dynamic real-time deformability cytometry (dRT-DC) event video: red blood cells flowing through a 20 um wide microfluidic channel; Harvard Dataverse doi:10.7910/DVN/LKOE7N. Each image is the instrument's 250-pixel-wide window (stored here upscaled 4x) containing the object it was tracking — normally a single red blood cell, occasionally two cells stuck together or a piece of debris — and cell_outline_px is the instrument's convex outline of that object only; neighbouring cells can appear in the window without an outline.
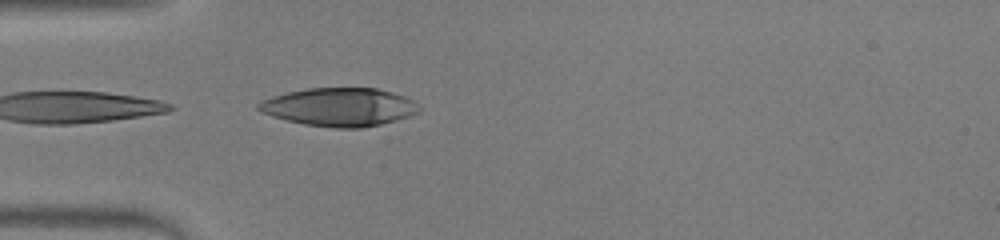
{"species": "human", "species_latin": "Homo sapiens", "temperature_condition": "warm", "stored_images_in_passage": 7, "camera_frame_rate_fps": 3000, "um_per_image_px": 0.085, "donor": {"sex": "male"}, "frame": {"image": 1, "passage_image": 1, "time_ms": 0.0, "image_size_px": [1000, 240], "cell_outline_px": [[420, 108], [416, 112], [408, 116], [396, 120], [380, 124], [360, 128], [336, 128], [304, 124], [272, 116], [260, 112], [256, 108], [256, 104], [260, 100], [272, 96], [288, 92], [308, 88], [376, 88], [392, 92], [404, 96], [412, 100]], "centroid_in_image_um": [28.79, 9.09], "position_along_channel_um": 56.2, "area_um2": 35.66}}
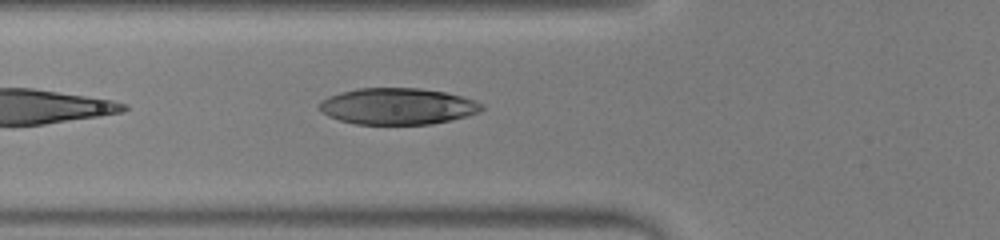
{"frame": {"image": 2, "passage_image": 4, "time_ms": 1.0, "image_size_px": [1000, 240], "cell_outline_px": [[484, 108], [480, 112], [468, 116], [432, 124], [356, 124], [340, 120], [328, 116], [320, 108], [320, 104], [328, 96], [340, 92], [356, 88], [420, 88], [444, 92], [460, 96], [484, 104]], "centroid_in_image_um": [33.82, 9.03], "position_along_channel_um": 92.0, "area_um2": 34.33}}